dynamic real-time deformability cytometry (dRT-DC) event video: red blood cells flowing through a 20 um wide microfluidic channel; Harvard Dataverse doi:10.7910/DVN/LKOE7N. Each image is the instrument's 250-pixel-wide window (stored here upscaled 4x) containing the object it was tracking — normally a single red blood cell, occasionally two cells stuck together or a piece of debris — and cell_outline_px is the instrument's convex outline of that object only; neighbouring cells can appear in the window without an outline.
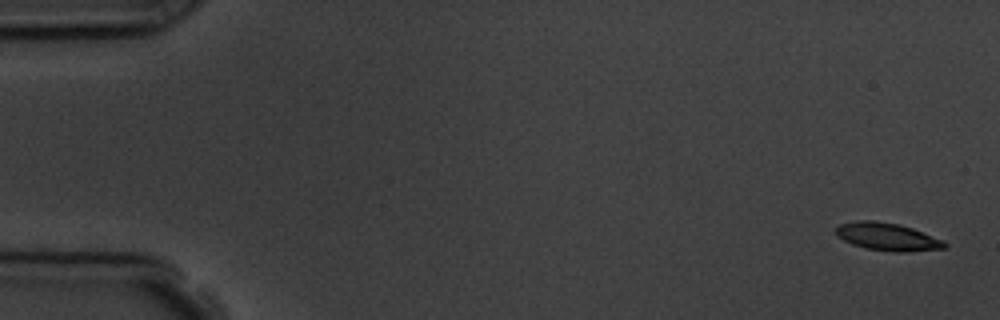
{"species": "common noctule bat (a hibernating species)", "species_latin": "Nyctalus noctula", "temperature_condition": "room temperature", "stored_images_in_passage": 7, "camera_frame_rate_fps": 3000, "um_per_image_px": 0.085, "animal": {"sex": "male", "body_mass_g": 19.5, "forearm_length_mm": 54.6}, "frame": {"image": 1, "passage_image": 1, "time_ms": 0.0, "image_size_px": [1000, 320], "cell_outline_px": [[948, 244], [944, 248], [908, 252], [892, 252], [868, 248], [852, 244], [836, 236], [836, 228], [840, 224], [856, 220], [872, 220], [900, 224], [912, 228], [944, 240]], "centroid_in_image_um": [75.44, 20.12], "position_along_channel_um": 9.6, "area_um2": 17.57}}
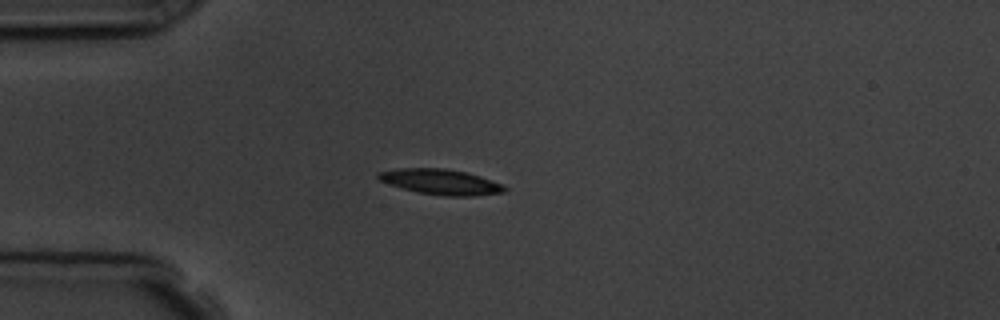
{"frame": {"image": 2, "passage_image": 4, "time_ms": 4.333, "image_size_px": [1000, 320], "cell_outline_px": [[508, 188], [504, 192], [472, 196], [444, 196], [420, 192], [404, 188], [380, 180], [376, 176], [380, 172], [396, 168], [444, 168], [468, 172], [480, 176], [500, 184]], "centroid_in_image_um": [37.49, 15.45], "position_along_channel_um": 47.5, "area_um2": 18.38}}